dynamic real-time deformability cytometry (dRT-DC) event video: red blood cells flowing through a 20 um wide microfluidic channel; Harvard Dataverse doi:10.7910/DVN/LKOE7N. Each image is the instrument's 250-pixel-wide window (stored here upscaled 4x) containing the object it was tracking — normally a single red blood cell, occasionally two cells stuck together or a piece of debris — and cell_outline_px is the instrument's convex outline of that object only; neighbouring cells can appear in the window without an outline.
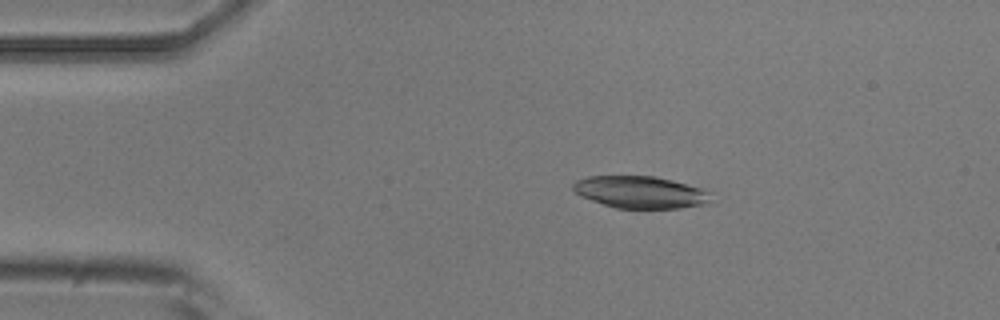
{"species": "common noctule bat (a hibernating species)", "species_latin": "Nyctalus noctula", "temperature_condition": "room temperature", "stored_images_in_passage": 7, "camera_frame_rate_fps": 3000, "um_per_image_px": 0.085, "animal": {"sex": "male", "body_mass_g": 20.5, "forearm_length_mm": 52.5}, "frame": {"image": 1, "passage_image": 3, "time_ms": 2.667, "image_size_px": [1000, 320], "cell_outline_px": [[716, 204], [680, 208], [616, 208], [580, 196], [572, 188], [572, 184], [576, 180], [588, 176], [652, 176], [672, 180], [700, 188], [708, 192]], "centroid_in_image_um": [54.49, 16.34], "position_along_channel_um": 30.5, "area_um2": 25.95}}
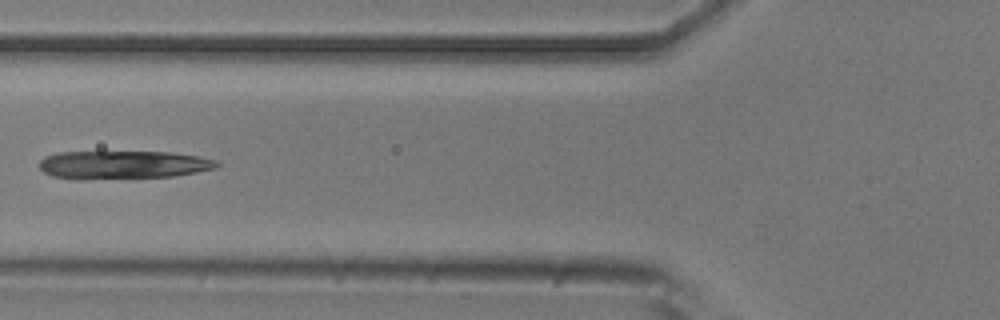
{"frame": {"image": 2, "passage_image": 6, "time_ms": 6.0, "image_size_px": [1000, 320], "cell_outline_px": [[220, 164], [216, 168], [196, 172], [172, 176], [84, 180], [72, 180], [52, 176], [44, 172], [40, 168], [40, 160], [44, 156], [56, 152], [168, 152], [196, 156], [216, 160]], "centroid_in_image_um": [10.38, 14.02], "position_along_channel_um": 115.4, "area_um2": 29.42}}
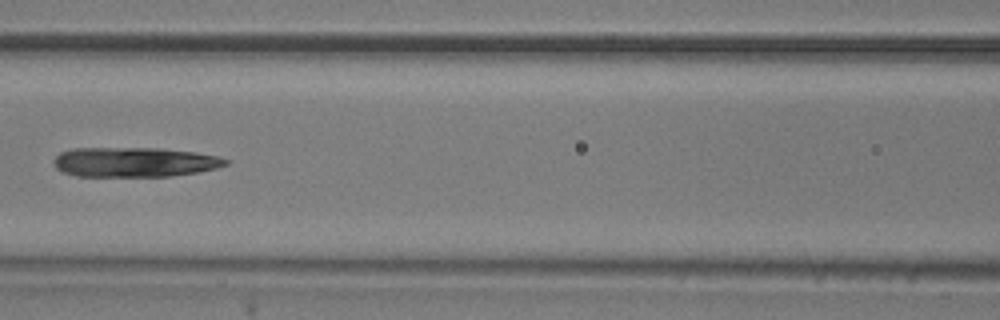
{"frame": {"image": 3, "passage_image": 7, "time_ms": 7.0, "image_size_px": [1000, 320], "cell_outline_px": [[228, 164], [216, 168], [200, 172], [172, 176], [76, 176], [60, 172], [52, 164], [52, 160], [60, 152], [72, 148], [160, 148], [196, 152], [216, 156], [228, 160]], "centroid_in_image_um": [11.38, 13.78], "position_along_channel_um": 155.2, "area_um2": 30.06}}